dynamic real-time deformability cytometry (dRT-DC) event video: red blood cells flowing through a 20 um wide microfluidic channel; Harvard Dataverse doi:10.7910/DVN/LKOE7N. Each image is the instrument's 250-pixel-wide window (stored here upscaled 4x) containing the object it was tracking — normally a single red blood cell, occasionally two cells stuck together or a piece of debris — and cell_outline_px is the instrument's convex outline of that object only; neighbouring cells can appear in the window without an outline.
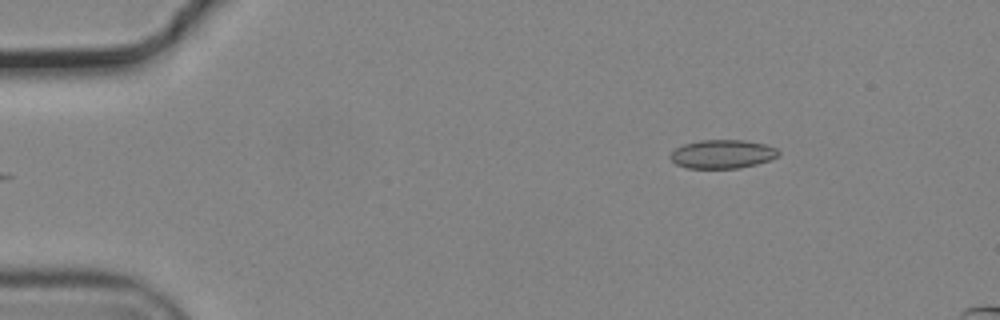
{"species": "common noctule bat (a hibernating species)", "species_latin": "Nyctalus noctula", "temperature_condition": "cold", "stored_images_in_passage": 5, "camera_frame_rate_fps": 3000, "um_per_image_px": 0.085, "animal": {"sex": "male", "body_mass_g": 19.2, "forearm_length_mm": 51.8}, "frame": {"image": 1, "passage_image": 1, "time_ms": 0.0, "image_size_px": [1000, 320], "cell_outline_px": [[780, 156], [756, 164], [740, 168], [688, 168], [676, 164], [668, 156], [676, 148], [684, 144], [700, 140], [744, 140], [764, 144], [776, 148], [780, 152]], "centroid_in_image_um": [61.41, 13.09], "position_along_channel_um": 23.6, "area_um2": 18.03}}